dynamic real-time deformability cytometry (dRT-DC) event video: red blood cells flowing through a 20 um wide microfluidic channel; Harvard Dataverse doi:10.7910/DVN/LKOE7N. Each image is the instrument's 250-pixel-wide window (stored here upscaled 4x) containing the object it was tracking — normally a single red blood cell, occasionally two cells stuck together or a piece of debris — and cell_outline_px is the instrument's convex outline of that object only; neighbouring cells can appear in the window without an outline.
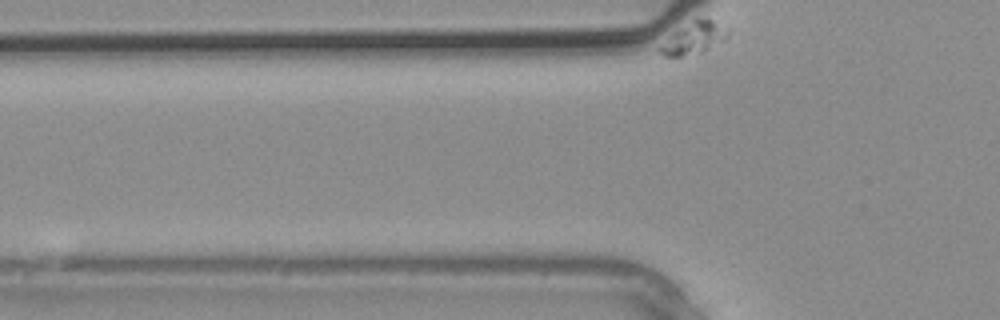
{"species": "common noctule bat (a hibernating species)", "species_latin": "Nyctalus noctula", "temperature_condition": "warm", "stored_images_in_passage": 4, "camera_frame_rate_fps": 3000, "um_per_image_px": 0.085, "animal": {"sex": "male", "body_mass_g": 20.4}, "frame": {"image": 1, "passage_image": 4, "time_ms": 1.0, "image_size_px": [1000, 320], "cell_outline_px": [[732, 28], [728, 36], [724, 40], [704, 52], [684, 56], [664, 56], [656, 48], [696, 16], [700, 16], [712, 20]], "centroid_in_image_um": [59.06, 3.21], "position_along_channel_um": 66.7, "area_um2": 12.83}}